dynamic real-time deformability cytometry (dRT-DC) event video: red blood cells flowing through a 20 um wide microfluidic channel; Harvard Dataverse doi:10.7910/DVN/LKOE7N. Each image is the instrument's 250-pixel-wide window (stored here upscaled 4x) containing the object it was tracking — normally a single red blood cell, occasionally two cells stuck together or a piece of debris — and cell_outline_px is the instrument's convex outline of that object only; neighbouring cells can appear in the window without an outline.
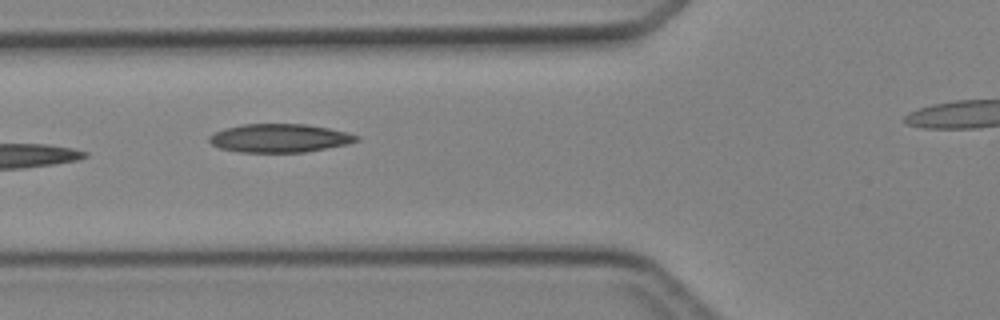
{"species": "Egyptian fruit bat (a non-hibernating species)", "species_latin": "Rousettus aegyptiacus", "temperature_condition": "cold", "stored_images_in_passage": 5, "camera_frame_rate_fps": 3000, "um_per_image_px": 0.085, "animal": {"sex": "female"}, "frame": {"image": 1, "passage_image": 5, "time_ms": 4.333, "image_size_px": [1000, 320], "cell_outline_px": [[360, 140], [348, 144], [304, 152], [240, 152], [220, 148], [212, 144], [208, 140], [208, 136], [224, 128], [240, 124], [304, 124], [328, 128], [348, 132], [360, 136]], "centroid_in_image_um": [23.77, 11.73], "position_along_channel_um": 102.0, "area_um2": 24.45}}